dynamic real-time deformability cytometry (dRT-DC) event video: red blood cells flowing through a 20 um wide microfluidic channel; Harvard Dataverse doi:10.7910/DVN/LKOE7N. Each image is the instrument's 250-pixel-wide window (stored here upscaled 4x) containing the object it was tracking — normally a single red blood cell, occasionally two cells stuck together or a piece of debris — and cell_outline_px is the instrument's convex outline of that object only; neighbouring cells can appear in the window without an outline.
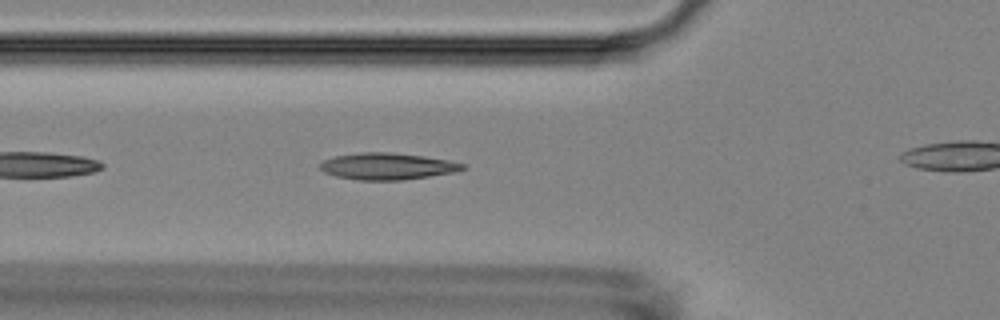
{"species": "Egyptian fruit bat (a non-hibernating species)", "species_latin": "Rousettus aegyptiacus", "temperature_condition": "room temperature", "stored_images_in_passage": 31, "camera_frame_rate_fps": 3000, "um_per_image_px": 0.085, "animal": {"sex": "female"}, "frame": {"image": 1, "passage_image": 5, "time_ms": 1.333, "image_size_px": [1000, 320], "cell_outline_px": [[468, 168], [456, 172], [404, 180], [356, 180], [336, 176], [324, 172], [320, 168], [320, 164], [324, 160], [336, 156], [360, 152], [388, 152], [424, 156], [448, 160], [464, 164]], "centroid_in_image_um": [32.95, 14.14], "position_along_channel_um": 92.9, "area_um2": 22.2}}
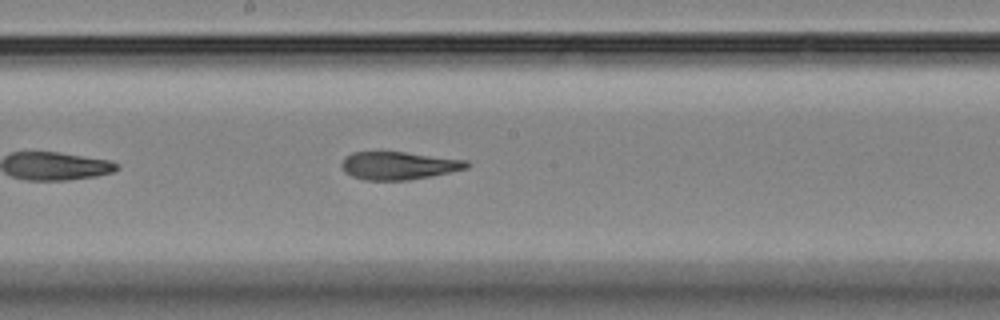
{"frame": {"image": 2, "passage_image": 15, "time_ms": 4.667, "image_size_px": [1000, 320], "cell_outline_px": [[468, 168], [408, 180], [364, 180], [352, 176], [344, 172], [340, 164], [344, 156], [352, 152], [404, 152], [468, 160]], "centroid_in_image_um": [33.82, 14.07], "position_along_channel_um": 214.4, "area_um2": 20.23}}
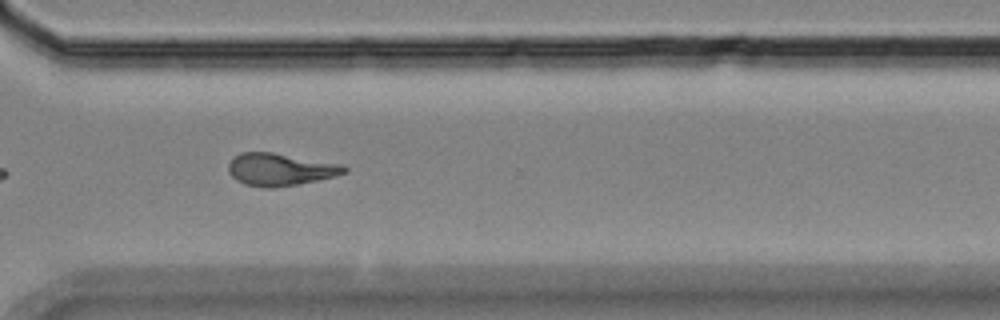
{"frame": {"image": 3, "passage_image": 26, "time_ms": 8.333, "image_size_px": [1000, 320], "cell_outline_px": [[348, 172], [336, 176], [296, 184], [272, 188], [268, 188], [244, 184], [236, 180], [228, 172], [228, 164], [240, 152], [272, 152], [344, 164], [348, 168]], "centroid_in_image_um": [23.84, 14.39], "position_along_channel_um": 346.8, "area_um2": 21.91}}